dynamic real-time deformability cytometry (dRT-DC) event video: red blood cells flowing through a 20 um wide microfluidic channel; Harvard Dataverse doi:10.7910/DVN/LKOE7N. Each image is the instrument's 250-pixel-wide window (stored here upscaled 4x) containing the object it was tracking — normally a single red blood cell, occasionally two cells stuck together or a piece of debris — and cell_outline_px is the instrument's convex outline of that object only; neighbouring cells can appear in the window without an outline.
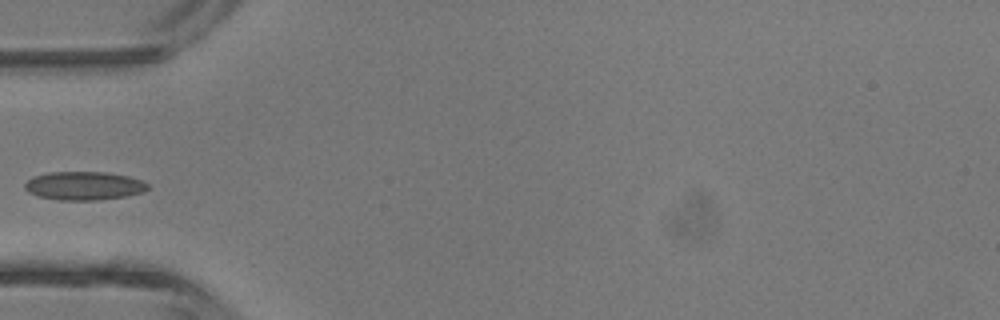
{"species": "common noctule bat (a hibernating species)", "species_latin": "Nyctalus noctula", "temperature_condition": "room temperature", "stored_images_in_passage": 4, "camera_frame_rate_fps": 3000, "um_per_image_px": 0.085, "animal": {"sex": "male", "body_mass_g": 13.3}, "frame": {"image": 1, "passage_image": 4, "time_ms": 3.667, "image_size_px": [1000, 320], "cell_outline_px": [[148, 188], [144, 192], [128, 196], [100, 200], [60, 200], [40, 196], [28, 192], [24, 188], [24, 184], [32, 176], [48, 172], [108, 172], [128, 176], [144, 180], [148, 184]], "centroid_in_image_um": [7.17, 15.79], "position_along_channel_um": 77.8, "area_um2": 20.63}}